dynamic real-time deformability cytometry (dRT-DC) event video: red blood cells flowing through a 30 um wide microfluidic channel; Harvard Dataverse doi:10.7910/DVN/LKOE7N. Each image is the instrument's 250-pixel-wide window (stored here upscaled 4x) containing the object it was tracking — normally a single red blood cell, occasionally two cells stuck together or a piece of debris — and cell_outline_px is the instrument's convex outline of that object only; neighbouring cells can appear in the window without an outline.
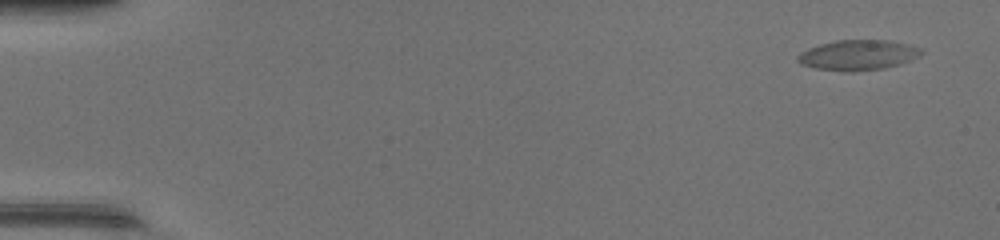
{"species": "common noctule bat (a hibernating species)", "species_latin": "Nyctalus noctula", "temperature_condition": "warm", "stored_images_in_passage": 49, "camera_frame_rate_fps": 3000, "um_per_image_px": 0.085, "animal": {"sex": "female", "body_mass_g": 17.0, "forearm_length_mm": 48.0}, "frame": {"image": 1, "passage_image": 3, "time_ms": 0.667, "image_size_px": [1000, 240], "cell_outline_px": [[924, 52], [920, 56], [900, 64], [884, 68], [848, 72], [816, 68], [800, 64], [796, 60], [796, 56], [800, 52], [808, 48], [820, 44], [836, 40], [888, 40], [908, 44], [924, 48]], "centroid_in_image_um": [72.94, 4.67], "position_along_channel_um": 12.1, "area_um2": 21.96}}
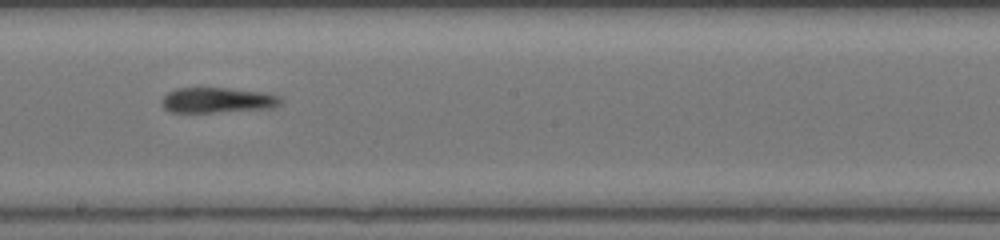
{"frame": {"image": 2, "passage_image": 29, "time_ms": 9.333, "image_size_px": [1000, 240], "cell_outline_px": [[284, 100], [280, 104], [272, 108], [216, 112], [172, 112], [164, 108], [160, 104], [160, 100], [168, 92], [176, 88], [228, 88], [264, 92], [280, 96]], "centroid_in_image_um": [18.49, 8.51], "position_along_channel_um": 229.7, "area_um2": 17.69}}
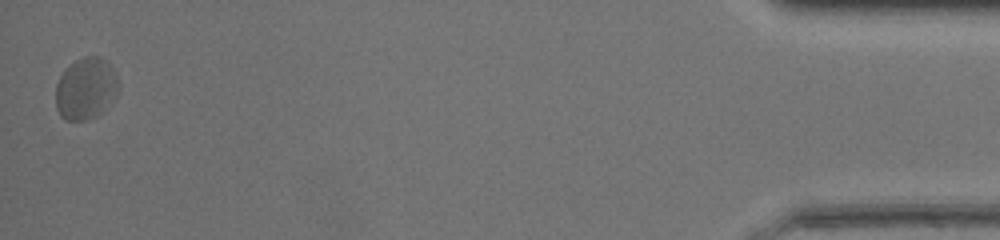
{"frame": {"image": 3, "passage_image": 49, "time_ms": 16.0, "image_size_px": [1000, 240], "cell_outline_px": [[120, 88], [100, 112], [96, 116], [88, 120], [64, 120], [60, 116], [56, 108], [56, 84], [64, 68], [76, 60], [84, 56], [96, 56], [104, 60], [112, 68], [120, 84]], "centroid_in_image_um": [7.25, 7.52], "position_along_channel_um": 427.9, "area_um2": 22.43}, "authors_computed_cell_mechanics": {"area_um2": 19.2474, "velocity_mm_per_s": 4.3018, "shape_relaxation_time_tau1_ms": null, "shape_relaxation_time_tau2_ms": 7.3949, "deformation_change_tau1": null, "deformation_change_tau2": 0.1902}}